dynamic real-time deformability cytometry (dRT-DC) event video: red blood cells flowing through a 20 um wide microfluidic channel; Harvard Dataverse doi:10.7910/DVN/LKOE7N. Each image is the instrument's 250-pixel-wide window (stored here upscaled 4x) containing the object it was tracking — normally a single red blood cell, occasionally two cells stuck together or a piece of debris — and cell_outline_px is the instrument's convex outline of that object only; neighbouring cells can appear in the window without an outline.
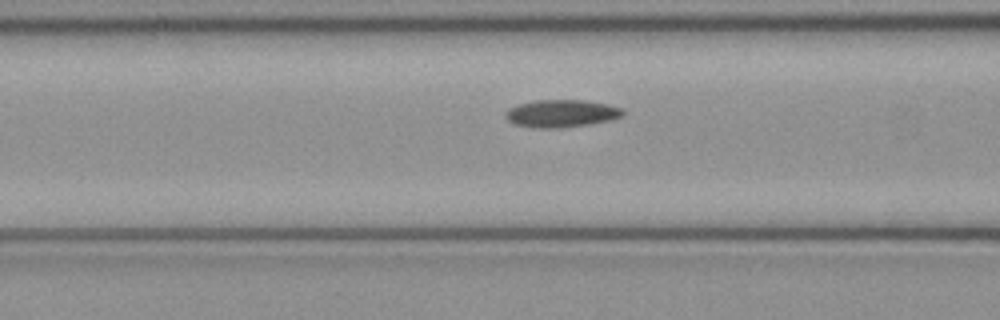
{"species": "common noctule bat (a hibernating species)", "species_latin": "Nyctalus noctula", "temperature_condition": "cold", "stored_images_in_passage": 47, "camera_frame_rate_fps": 3000, "um_per_image_px": 0.085, "animal": {"sex": "female", "body_mass_g": 21.9}, "frame": {"image": 1, "passage_image": 16, "time_ms": 5.0, "image_size_px": [1000, 320], "cell_outline_px": [[624, 116], [612, 120], [592, 124], [556, 128], [536, 128], [512, 124], [504, 116], [504, 112], [508, 108], [520, 104], [536, 100], [584, 100], [608, 104], [620, 108], [624, 112]], "centroid_in_image_um": [47.71, 9.65], "position_along_channel_um": 118.9, "area_um2": 19.02}}
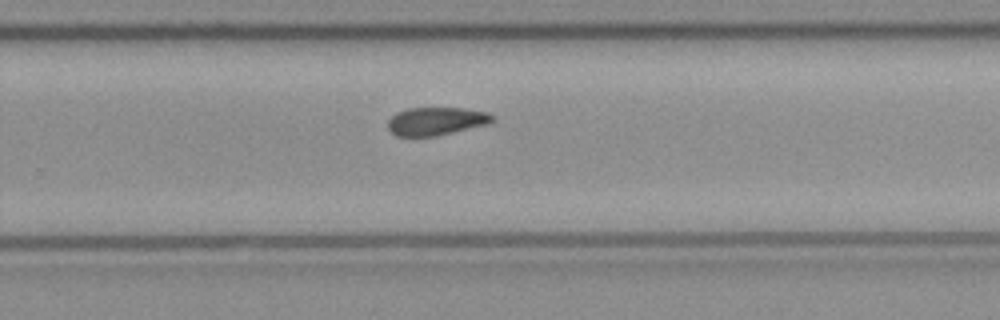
{"frame": {"image": 2, "passage_image": 29, "time_ms": 9.333, "image_size_px": [1000, 320], "cell_outline_px": [[496, 120], [488, 124], [436, 136], [396, 136], [388, 128], [388, 120], [396, 112], [408, 108], [464, 108], [488, 112], [496, 116]], "centroid_in_image_um": [37.11, 10.29], "position_along_channel_um": 292.7, "area_um2": 17.22}}
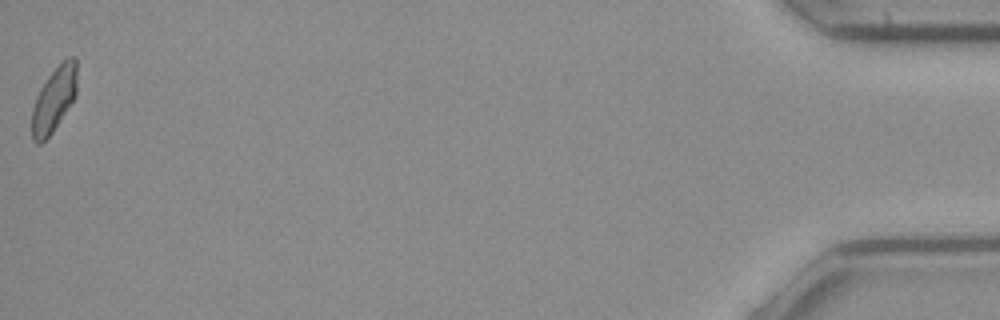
{"frame": {"image": 3, "passage_image": 47, "time_ms": 15.333, "image_size_px": [1000, 320], "cell_outline_px": [[76, 96], [52, 132], [40, 144], [36, 144], [32, 140], [32, 108], [36, 96], [40, 88], [48, 76], [68, 56], [76, 56]], "centroid_in_image_um": [4.58, 8.45], "position_along_channel_um": 430.6, "area_um2": 16.88}}